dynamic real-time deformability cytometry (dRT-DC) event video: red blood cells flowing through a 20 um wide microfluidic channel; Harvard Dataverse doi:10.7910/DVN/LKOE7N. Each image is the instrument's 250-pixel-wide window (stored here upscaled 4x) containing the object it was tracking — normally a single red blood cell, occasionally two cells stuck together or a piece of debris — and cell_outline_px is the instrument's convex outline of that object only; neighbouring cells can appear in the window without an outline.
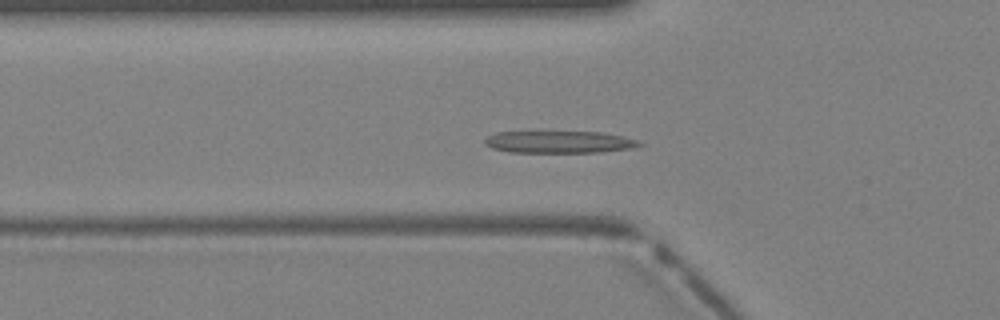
{"species": "Egyptian fruit bat (a non-hibernating species)", "species_latin": "Rousettus aegyptiacus", "temperature_condition": "warm", "stored_images_in_passage": 3, "camera_frame_rate_fps": 3000, "um_per_image_px": 0.085, "animal": {"sex": "female"}, "frame": {"image": 1, "passage_image": 3, "time_ms": 0.667, "image_size_px": [1000, 320], "cell_outline_px": [[644, 144], [632, 148], [600, 152], [508, 152], [492, 148], [484, 144], [484, 140], [488, 136], [496, 132], [600, 132], [624, 136], [636, 140]], "centroid_in_image_um": [47.52, 12.07], "position_along_channel_um": 78.3, "area_um2": 19.83}}